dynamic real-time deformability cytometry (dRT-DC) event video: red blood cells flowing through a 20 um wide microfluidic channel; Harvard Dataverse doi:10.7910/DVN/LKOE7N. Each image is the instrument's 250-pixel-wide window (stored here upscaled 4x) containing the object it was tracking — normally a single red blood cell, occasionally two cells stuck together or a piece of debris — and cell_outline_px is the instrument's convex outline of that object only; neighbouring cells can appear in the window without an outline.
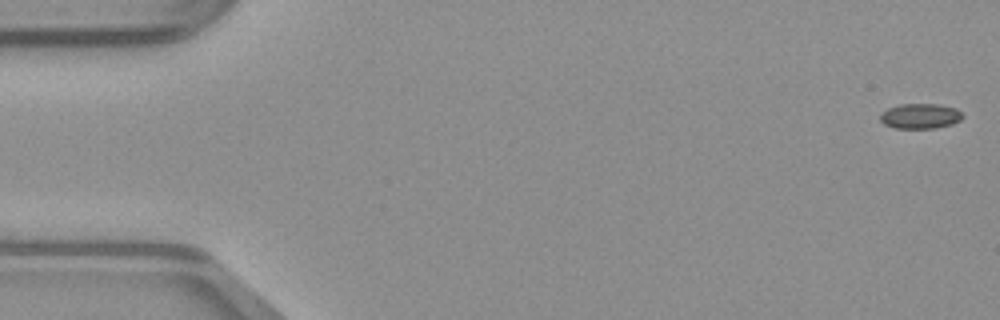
{"species": "common noctule bat (a hibernating species)", "species_latin": "Nyctalus noctula", "temperature_condition": "warm", "stored_images_in_passage": 51, "camera_frame_rate_fps": 3000, "um_per_image_px": 0.085, "animal": {"sex": "male", "body_mass_g": 23.1, "forearm_length_mm": 52.7}, "frame": {"image": 1, "passage_image": 1, "time_ms": 0.0, "image_size_px": [1000, 320], "cell_outline_px": [[964, 116], [960, 120], [952, 124], [936, 128], [896, 128], [884, 124], [880, 120], [880, 112], [888, 108], [900, 104], [940, 104], [956, 108]], "centroid_in_image_um": [78.21, 9.86], "position_along_channel_um": 6.8, "area_um2": 12.14}}
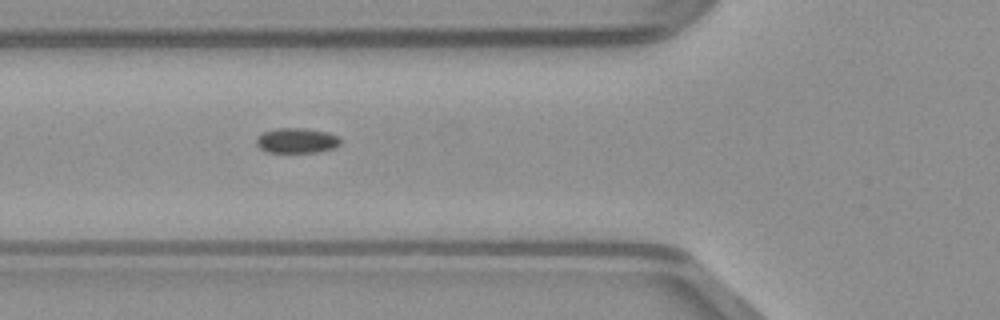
{"frame": {"image": 2, "passage_image": 18, "time_ms": 5.667, "image_size_px": [1000, 320], "cell_outline_px": [[340, 144], [336, 148], [320, 152], [268, 152], [260, 148], [256, 144], [256, 136], [264, 132], [276, 128], [304, 128], [328, 132], [340, 136]], "centroid_in_image_um": [25.25, 11.94], "position_along_channel_um": 100.5, "area_um2": 12.48}}
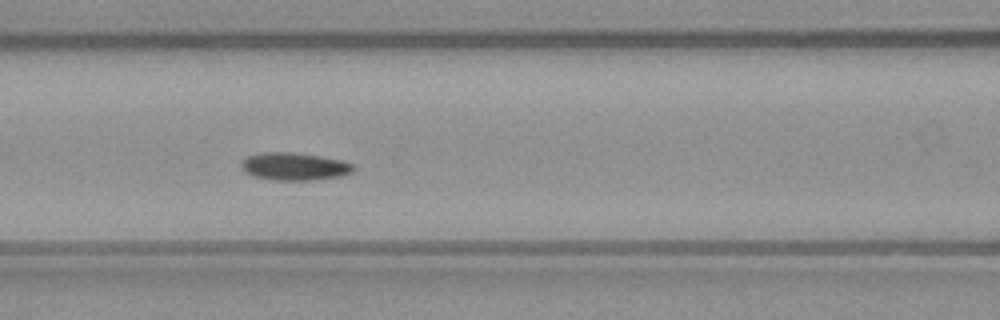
{"frame": {"image": 3, "passage_image": 21, "time_ms": 6.667, "image_size_px": [1000, 320], "cell_outline_px": [[356, 168], [352, 172], [344, 176], [320, 180], [272, 180], [252, 176], [244, 172], [240, 168], [240, 164], [248, 156], [264, 152], [292, 152], [320, 156], [340, 160], [356, 164]], "centroid_in_image_um": [25.06, 14.16], "position_along_channel_um": 141.5, "area_um2": 18.44}}